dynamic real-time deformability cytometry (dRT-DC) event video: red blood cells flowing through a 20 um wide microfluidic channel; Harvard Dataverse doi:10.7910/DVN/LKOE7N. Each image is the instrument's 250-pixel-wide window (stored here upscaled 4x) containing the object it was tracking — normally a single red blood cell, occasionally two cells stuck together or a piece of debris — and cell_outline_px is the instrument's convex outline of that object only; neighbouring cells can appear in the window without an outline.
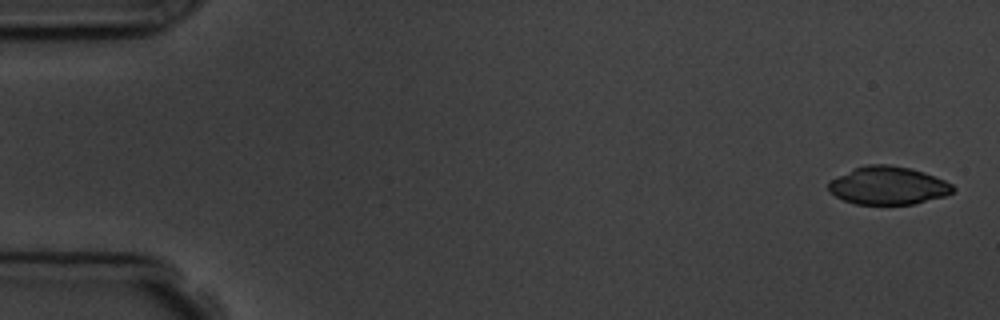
{"species": "common noctule bat (a hibernating species)", "species_latin": "Nyctalus noctula", "temperature_condition": "room temperature", "stored_images_in_passage": 5, "segment_of_instrument_passage": [2, 2], "camera_frame_rate_fps": 3000, "um_per_image_px": 0.085, "animal": {"sex": "male", "body_mass_g": 19.5, "forearm_length_mm": 54.6}, "frame": {"image": 1, "passage_image": 5, "time_ms": 5.667, "image_size_px": [1000, 320], "cell_outline_px": [[956, 192], [944, 196], [916, 204], [856, 204], [844, 200], [836, 196], [828, 188], [828, 184], [832, 180], [856, 168], [868, 164], [888, 164], [912, 168], [924, 172], [944, 180], [952, 184], [956, 188]], "centroid_in_image_um": [75.56, 15.78], "position_along_channel_um": 9.4, "area_um2": 27.4}}